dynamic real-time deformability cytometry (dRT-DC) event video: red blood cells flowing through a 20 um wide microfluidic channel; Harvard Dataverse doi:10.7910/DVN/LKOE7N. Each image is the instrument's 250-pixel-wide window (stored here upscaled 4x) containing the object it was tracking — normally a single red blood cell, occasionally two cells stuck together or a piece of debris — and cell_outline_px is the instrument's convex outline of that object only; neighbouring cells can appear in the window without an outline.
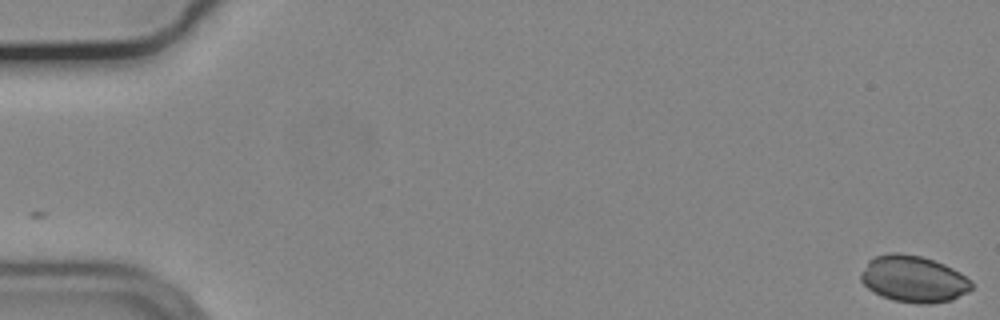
{"species": "common noctule bat (a hibernating species)", "species_latin": "Nyctalus noctula", "temperature_condition": "cold", "stored_images_in_passage": 8, "camera_frame_rate_fps": 3000, "um_per_image_px": 0.085, "animal": {"sex": "male", "body_mass_g": 19.2, "forearm_length_mm": 51.8}, "frame": {"image": 1, "passage_image": 1, "time_ms": 0.0, "image_size_px": [1000, 320], "cell_outline_px": [[972, 288], [968, 292], [952, 300], [928, 304], [916, 304], [892, 300], [880, 296], [872, 292], [860, 280], [860, 272], [868, 260], [872, 256], [892, 252], [900, 252], [920, 256], [944, 264], [960, 272], [972, 280]], "centroid_in_image_um": [77.62, 23.71], "position_along_channel_um": 7.4, "area_um2": 30.52}}